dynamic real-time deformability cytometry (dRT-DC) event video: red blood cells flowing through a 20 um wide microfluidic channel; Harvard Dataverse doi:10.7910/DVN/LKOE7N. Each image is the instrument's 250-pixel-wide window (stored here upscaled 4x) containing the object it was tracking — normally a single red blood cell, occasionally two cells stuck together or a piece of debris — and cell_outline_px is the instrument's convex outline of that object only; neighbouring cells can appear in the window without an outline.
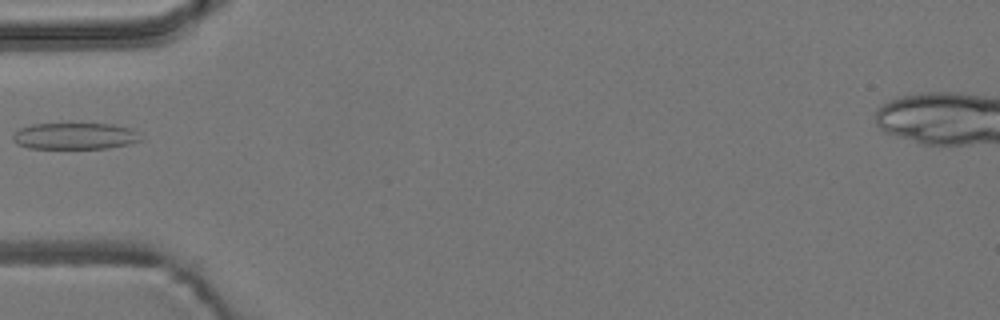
{"species": "common noctule bat (a hibernating species)", "species_latin": "Nyctalus noctula", "temperature_condition": "room temperature", "stored_images_in_passage": 3, "camera_frame_rate_fps": 3000, "um_per_image_px": 0.085, "animal": {"sex": "male", "body_mass_g": 19.2, "forearm_length_mm": 51.8}, "frame": {"image": 1, "passage_image": 2, "time_ms": 0.333, "image_size_px": [1000, 320], "cell_outline_px": [[144, 140], [128, 144], [108, 148], [28, 148], [16, 144], [12, 140], [12, 136], [20, 128], [32, 124], [112, 124], [132, 128]], "centroid_in_image_um": [6.37, 11.57], "position_along_channel_um": 78.6, "area_um2": 19.77}}
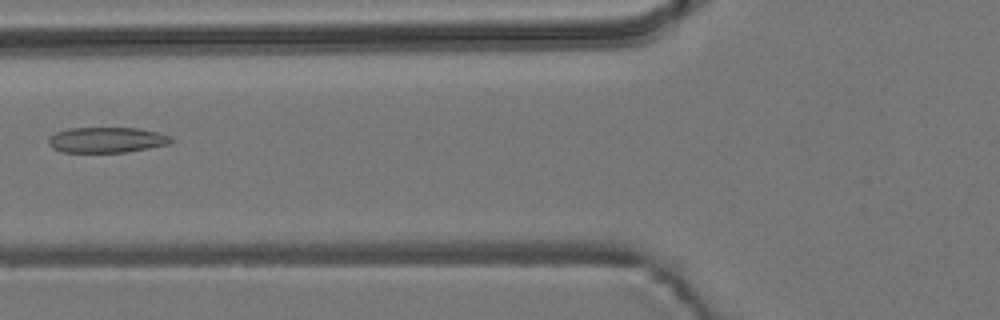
{"frame": {"image": 2, "passage_image": 3, "time_ms": 0.667, "image_size_px": [1000, 320], "cell_outline_px": [[176, 140], [168, 144], [148, 148], [124, 152], [60, 152], [52, 148], [48, 144], [48, 140], [56, 132], [68, 128], [140, 128], [160, 132], [172, 136]], "centroid_in_image_um": [9.11, 11.89], "position_along_channel_um": 116.7, "area_um2": 18.38}}